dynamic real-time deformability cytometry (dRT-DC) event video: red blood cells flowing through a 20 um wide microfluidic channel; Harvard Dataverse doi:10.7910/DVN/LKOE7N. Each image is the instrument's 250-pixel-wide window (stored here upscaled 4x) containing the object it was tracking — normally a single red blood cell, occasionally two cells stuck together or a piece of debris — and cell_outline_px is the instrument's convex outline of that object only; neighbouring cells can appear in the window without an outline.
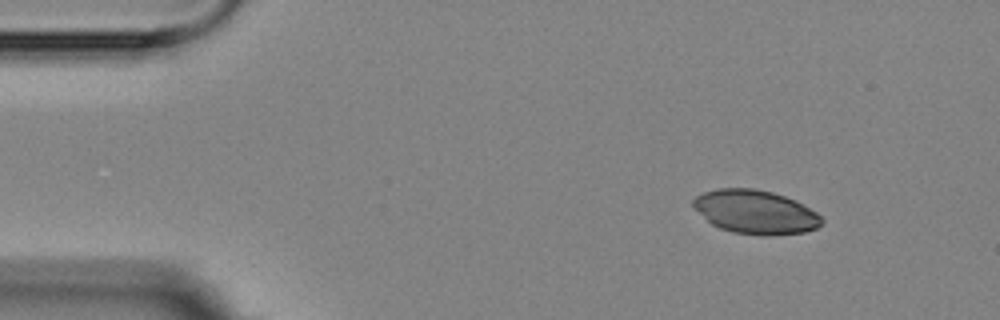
{"species": "Egyptian fruit bat (a non-hibernating species)", "species_latin": "Rousettus aegyptiacus", "temperature_condition": "room temperature", "stored_images_in_passage": 9, "camera_frame_rate_fps": 3000, "um_per_image_px": 0.085, "animal": {"sex": "female"}, "frame": {"image": 1, "passage_image": 1, "time_ms": 0.0, "image_size_px": [1000, 320], "cell_outline_px": [[824, 220], [816, 228], [804, 232], [768, 236], [760, 236], [732, 232], [720, 228], [712, 224], [692, 204], [692, 200], [696, 196], [704, 192], [716, 188], [752, 188], [772, 192], [796, 200], [816, 212]], "centroid_in_image_um": [64.22, 18.02], "position_along_channel_um": 20.8, "area_um2": 32.66}}
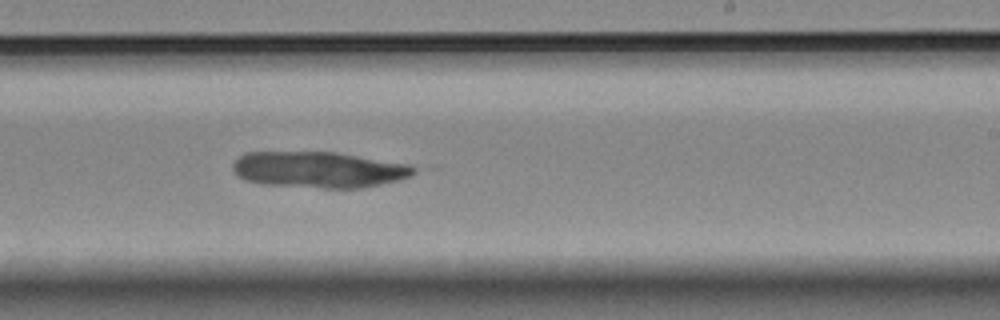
{"frame": {"image": 2, "passage_image": 9, "time_ms": 9.0, "image_size_px": [1000, 320], "cell_outline_px": [[416, 172], [408, 176], [396, 180], [360, 188], [324, 188], [264, 184], [244, 180], [236, 176], [232, 168], [232, 164], [244, 152], [336, 152], [408, 164], [416, 168]], "centroid_in_image_um": [27.03, 14.42], "position_along_channel_um": 262.0, "area_um2": 37.92}}